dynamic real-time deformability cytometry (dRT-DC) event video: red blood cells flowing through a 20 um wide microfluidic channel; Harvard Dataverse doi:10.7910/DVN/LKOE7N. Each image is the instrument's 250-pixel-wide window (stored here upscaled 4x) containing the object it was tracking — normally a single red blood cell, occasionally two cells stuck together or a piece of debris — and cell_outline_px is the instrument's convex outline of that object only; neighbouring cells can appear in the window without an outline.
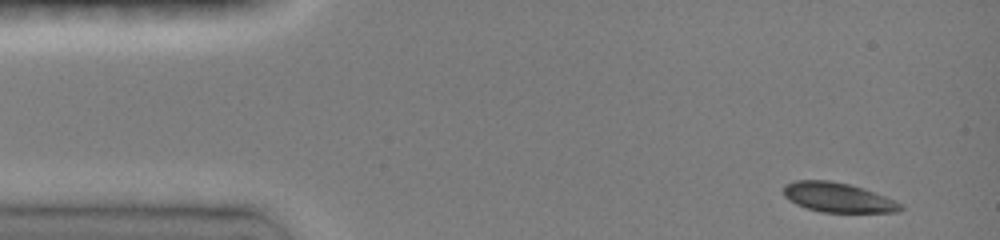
{"species": "common noctule bat (a hibernating species)", "species_latin": "Nyctalus noctula", "temperature_condition": "room temperature", "stored_images_in_passage": 4, "camera_frame_rate_fps": 3000, "um_per_image_px": 0.085, "animal": {"sex": "female", "body_mass_g": 19.0, "forearm_length_mm": 51.5}, "frame": {"image": 1, "passage_image": 1, "time_ms": 0.0, "image_size_px": [1000, 240], "cell_outline_px": [[904, 208], [900, 212], [820, 212], [796, 204], [788, 200], [784, 196], [784, 184], [796, 180], [828, 180], [848, 184], [864, 188], [896, 200], [904, 204]], "centroid_in_image_um": [71.26, 16.78], "position_along_channel_um": 13.7, "area_um2": 20.35}}
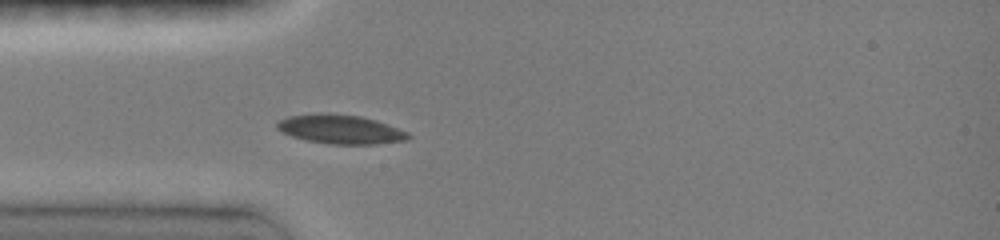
{"frame": {"image": 2, "passage_image": 4, "time_ms": 3.333, "image_size_px": [1000, 240], "cell_outline_px": [[412, 136], [408, 140], [376, 144], [328, 144], [308, 140], [292, 136], [276, 128], [276, 124], [280, 120], [288, 116], [316, 112], [324, 112], [360, 116], [376, 120], [408, 132]], "centroid_in_image_um": [28.95, 10.98], "position_along_channel_um": 56.1, "area_um2": 22.31}}